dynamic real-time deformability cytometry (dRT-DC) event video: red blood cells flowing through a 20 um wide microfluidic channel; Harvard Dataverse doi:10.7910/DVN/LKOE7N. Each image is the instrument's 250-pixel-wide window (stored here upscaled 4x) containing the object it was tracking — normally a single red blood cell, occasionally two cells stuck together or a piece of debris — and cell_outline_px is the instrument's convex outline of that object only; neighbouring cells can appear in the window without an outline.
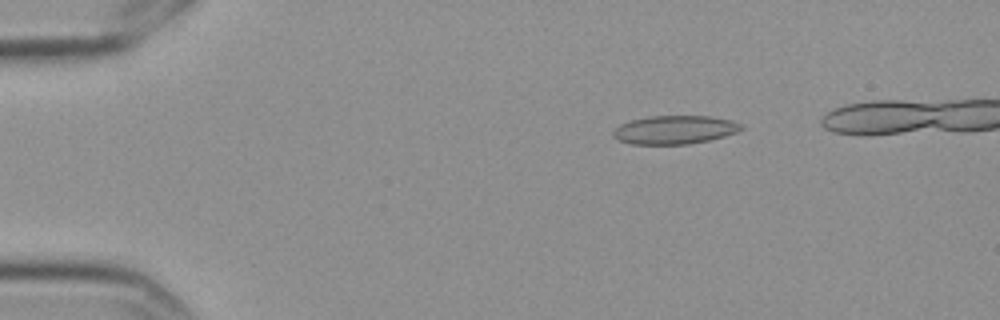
{"species": "Egyptian fruit bat (a non-hibernating species)", "species_latin": "Rousettus aegyptiacus", "temperature_condition": "cold", "stored_images_in_passage": 7, "camera_frame_rate_fps": 3000, "um_per_image_px": 0.085, "frame": {"image": 1, "passage_image": 3, "time_ms": 0.667, "image_size_px": [1000, 320], "cell_outline_px": [[744, 128], [736, 132], [724, 136], [708, 140], [688, 144], [632, 144], [620, 140], [612, 136], [612, 132], [620, 124], [632, 120], [648, 116], [712, 116], [732, 120], [740, 124]], "centroid_in_image_um": [57.35, 11.02], "position_along_channel_um": 27.7, "area_um2": 21.15}}
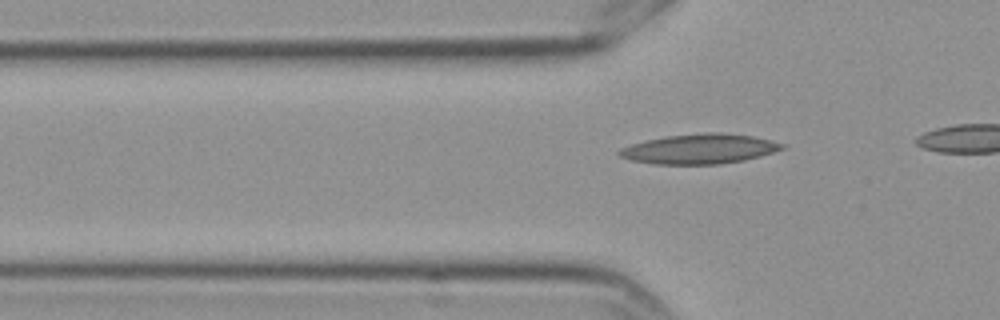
{"frame": {"image": 2, "passage_image": 7, "time_ms": 2.0, "image_size_px": [1000, 320], "cell_outline_px": [[784, 148], [760, 156], [744, 160], [720, 164], [656, 164], [632, 160], [620, 156], [616, 152], [620, 148], [632, 144], [664, 136], [704, 132], [720, 132], [752, 136], [772, 140], [784, 144]], "centroid_in_image_um": [59.46, 12.65], "position_along_channel_um": 66.3, "area_um2": 28.21}}